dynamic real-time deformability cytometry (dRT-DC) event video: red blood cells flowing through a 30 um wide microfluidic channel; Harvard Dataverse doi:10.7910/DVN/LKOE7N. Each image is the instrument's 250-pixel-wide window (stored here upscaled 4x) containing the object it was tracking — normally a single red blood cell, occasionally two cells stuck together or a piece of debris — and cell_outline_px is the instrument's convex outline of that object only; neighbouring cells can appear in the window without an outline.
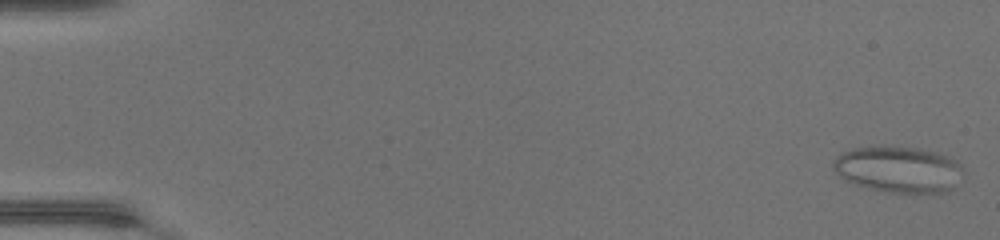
{"species": "common noctule bat (a hibernating species)", "species_latin": "Nyctalus noctula", "temperature_condition": "warm", "stored_images_in_passage": 48, "camera_frame_rate_fps": 3000, "um_per_image_px": 0.085, "animal": {"sex": "female", "body_mass_g": 17.0, "forearm_length_mm": 48.0}, "frame": {"image": 1, "passage_image": 1, "time_ms": 0.0, "image_size_px": [1000, 240], "cell_outline_px": [[964, 172], [952, 188], [948, 192], [888, 192], [856, 184], [844, 180], [832, 168], [832, 160], [840, 152], [852, 148], [916, 148], [936, 152], [948, 156], [956, 160], [960, 164]], "centroid_in_image_um": [76.36, 14.4], "position_along_channel_um": 8.6, "area_um2": 34.51}}
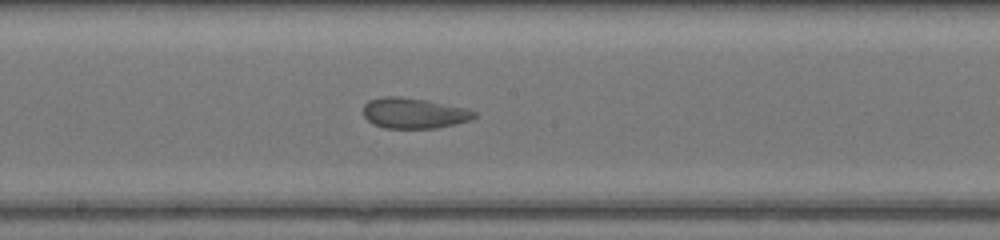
{"frame": {"image": 2, "passage_image": 27, "time_ms": 8.667, "image_size_px": [1000, 240], "cell_outline_px": [[476, 116], [468, 120], [436, 128], [384, 128], [372, 124], [364, 116], [364, 104], [368, 100], [384, 96], [400, 96], [424, 100], [468, 108], [476, 112]], "centroid_in_image_um": [35.14, 9.61], "position_along_channel_um": 213.1, "area_um2": 19.65}}
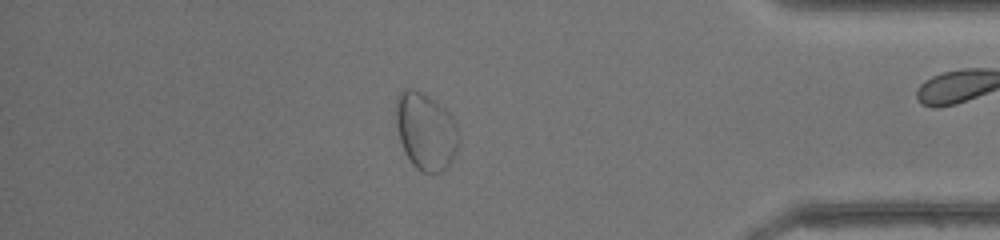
{"frame": {"image": 3, "passage_image": 42, "time_ms": 13.667, "image_size_px": [1000, 240], "cell_outline_px": [[460, 144], [448, 168], [440, 172], [420, 172], [412, 164], [404, 152], [400, 140], [396, 124], [396, 100], [400, 92], [404, 88], [412, 88], [424, 92], [444, 108], [452, 116], [456, 124], [460, 136]], "centroid_in_image_um": [36.21, 11.16], "position_along_channel_um": 399.0, "area_um2": 28.67}}